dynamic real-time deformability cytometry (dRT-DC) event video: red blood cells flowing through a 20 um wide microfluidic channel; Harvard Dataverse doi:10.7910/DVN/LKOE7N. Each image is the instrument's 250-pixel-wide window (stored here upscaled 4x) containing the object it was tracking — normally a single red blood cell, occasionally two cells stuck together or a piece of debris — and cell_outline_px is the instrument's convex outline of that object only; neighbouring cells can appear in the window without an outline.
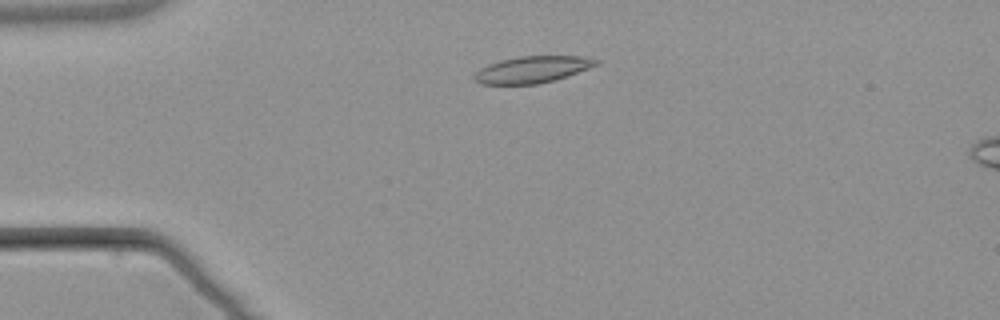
{"species": "common noctule bat (a hibernating species)", "species_latin": "Nyctalus noctula", "temperature_condition": "warm", "stored_images_in_passage": 4, "camera_frame_rate_fps": 3000, "um_per_image_px": 0.085, "animal": {"sex": "male", "body_mass_g": 21.5, "forearm_length_mm": 52.0}, "frame": {"image": 1, "passage_image": 2, "time_ms": 1.333, "image_size_px": [1000, 320], "cell_outline_px": [[600, 64], [568, 76], [536, 84], [480, 84], [472, 76], [480, 68], [488, 64], [500, 60], [520, 56], [580, 56], [600, 60]], "centroid_in_image_um": [45.25, 5.9], "position_along_channel_um": 39.7, "area_um2": 18.9}}
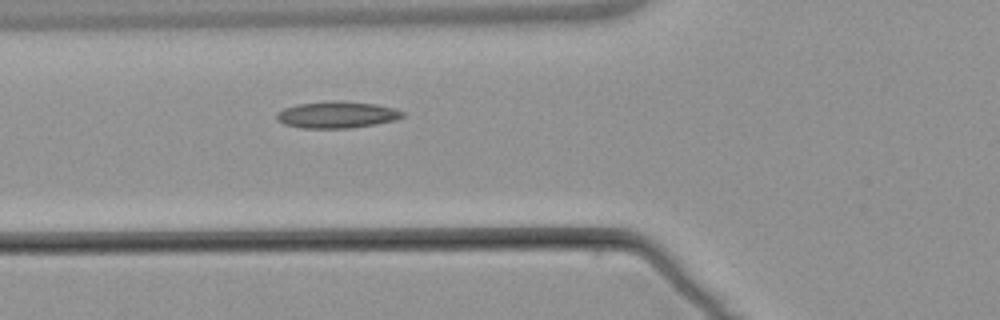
{"frame": {"image": 2, "passage_image": 4, "time_ms": 3.667, "image_size_px": [1000, 320], "cell_outline_px": [[404, 116], [396, 120], [376, 124], [348, 128], [300, 128], [284, 124], [276, 120], [276, 112], [284, 108], [296, 104], [336, 100], [376, 104], [396, 108], [404, 112]], "centroid_in_image_um": [28.63, 9.75], "position_along_channel_um": 97.2, "area_um2": 19.77}}